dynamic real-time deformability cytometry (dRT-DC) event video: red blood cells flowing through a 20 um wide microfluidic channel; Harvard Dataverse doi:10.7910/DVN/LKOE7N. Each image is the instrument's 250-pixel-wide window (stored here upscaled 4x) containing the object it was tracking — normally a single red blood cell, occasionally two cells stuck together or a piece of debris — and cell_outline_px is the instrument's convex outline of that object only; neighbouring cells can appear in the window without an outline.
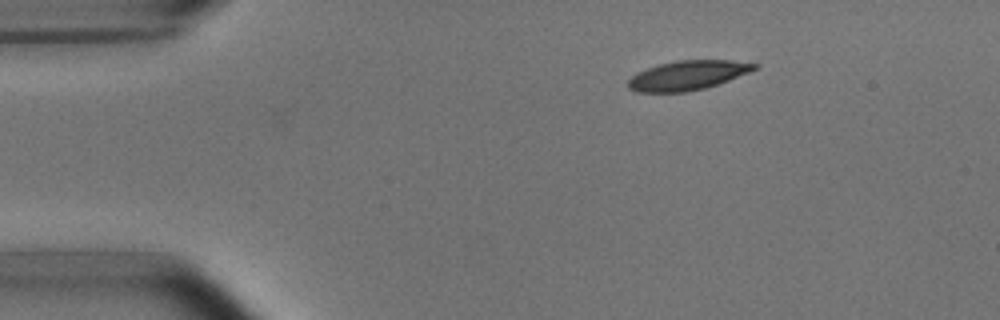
{"species": "common noctule bat (a hibernating species)", "species_latin": "Nyctalus noctula", "temperature_condition": "room temperature", "stored_images_in_passage": 3, "camera_frame_rate_fps": 3000, "um_per_image_px": 0.085, "animal": {"sex": "male", "body_mass_g": 15.6}, "frame": {"image": 1, "passage_image": 1, "time_ms": 0.0, "image_size_px": [1000, 320], "cell_outline_px": [[760, 64], [756, 68], [748, 72], [728, 80], [704, 88], [684, 92], [636, 92], [628, 88], [628, 80], [636, 72], [660, 64], [676, 60], [732, 60]], "centroid_in_image_um": [58.42, 6.4], "position_along_channel_um": 26.6, "area_um2": 21.44}}